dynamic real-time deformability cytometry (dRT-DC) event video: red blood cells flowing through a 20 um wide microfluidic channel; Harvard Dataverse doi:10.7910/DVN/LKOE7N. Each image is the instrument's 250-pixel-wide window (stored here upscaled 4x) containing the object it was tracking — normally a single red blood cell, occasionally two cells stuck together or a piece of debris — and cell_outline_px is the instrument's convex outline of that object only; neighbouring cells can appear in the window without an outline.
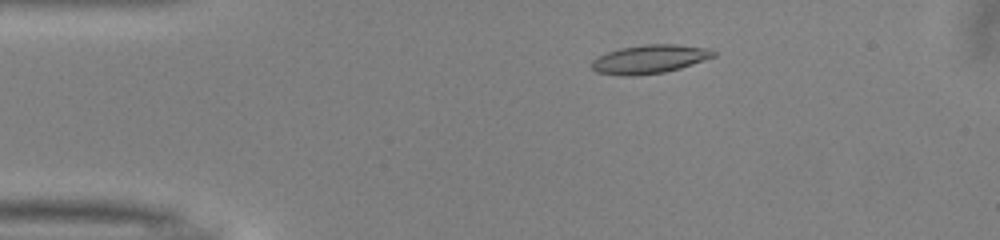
{"species": "common noctule bat (a hibernating species)", "species_latin": "Nyctalus noctula", "temperature_condition": "warm", "stored_images_in_passage": 39, "camera_frame_rate_fps": 3000, "um_per_image_px": 0.085, "animal": {"sex": "male", "body_mass_g": 13.0, "forearm_length_mm": 53.1}, "frame": {"image": 1, "passage_image": 8, "time_ms": 2.333, "image_size_px": [1000, 240], "cell_outline_px": [[716, 56], [680, 68], [664, 72], [636, 76], [624, 76], [596, 72], [592, 68], [592, 60], [608, 52], [620, 48], [644, 44], [676, 44], [708, 48], [716, 52]], "centroid_in_image_um": [55.23, 5.03], "position_along_channel_um": 29.8, "area_um2": 20.29}}
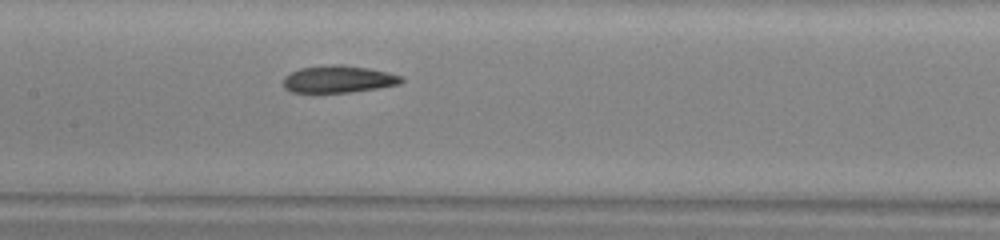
{"frame": {"image": 2, "passage_image": 23, "time_ms": 7.333, "image_size_px": [1000, 240], "cell_outline_px": [[404, 80], [400, 84], [376, 88], [348, 92], [288, 92], [284, 88], [284, 76], [300, 68], [332, 64], [340, 64], [368, 68], [388, 72], [400, 76]], "centroid_in_image_um": [28.74, 6.72], "position_along_channel_um": 178.7, "area_um2": 18.55}}
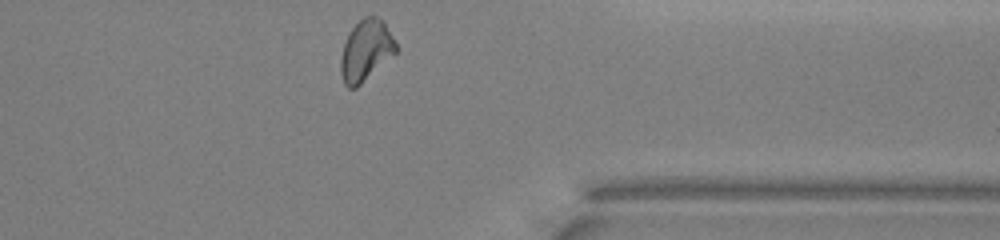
{"frame": {"image": 3, "passage_image": 39, "time_ms": 12.667, "image_size_px": [1000, 240], "cell_outline_px": [[400, 48], [396, 52], [356, 88], [348, 88], [344, 84], [340, 72], [340, 60], [344, 44], [348, 32], [364, 16], [376, 16], [384, 20]], "centroid_in_image_um": [31.11, 4.27], "position_along_channel_um": 380.3, "area_um2": 19.77}, "authors_computed_cell_mechanics": {"area_um2": 19.4208, "velocity_mm_per_s": 4.0009, "shape_relaxation_time_tau1_ms": null, "shape_relaxation_time_tau2_ms": 3.145, "deformation_change_tau1": null, "deformation_change_tau2": 0.1112}}